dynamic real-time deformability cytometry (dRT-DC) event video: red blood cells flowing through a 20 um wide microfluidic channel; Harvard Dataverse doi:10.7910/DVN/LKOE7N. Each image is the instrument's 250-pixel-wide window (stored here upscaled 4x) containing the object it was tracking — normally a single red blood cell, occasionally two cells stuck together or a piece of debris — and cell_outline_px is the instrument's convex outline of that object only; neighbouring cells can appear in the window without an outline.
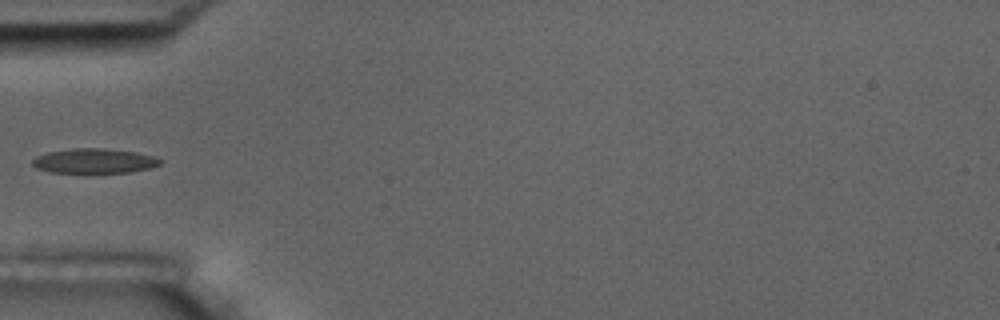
{"species": "common noctule bat (a hibernating species)", "species_latin": "Nyctalus noctula", "temperature_condition": "room temperature", "stored_images_in_passage": 6, "camera_frame_rate_fps": 3000, "um_per_image_px": 0.085, "animal": {"sex": "male", "body_mass_g": 17.5, "forearm_length_mm": 52.3}, "frame": {"image": 1, "passage_image": 5, "time_ms": 1.333, "image_size_px": [1000, 320], "cell_outline_px": [[160, 164], [148, 168], [132, 172], [88, 176], [84, 176], [48, 172], [36, 168], [32, 164], [32, 160], [36, 156], [48, 152], [72, 148], [104, 148], [136, 152], [152, 156], [160, 160]], "centroid_in_image_um": [7.93, 13.74], "position_along_channel_um": 77.1, "area_um2": 19.48}}